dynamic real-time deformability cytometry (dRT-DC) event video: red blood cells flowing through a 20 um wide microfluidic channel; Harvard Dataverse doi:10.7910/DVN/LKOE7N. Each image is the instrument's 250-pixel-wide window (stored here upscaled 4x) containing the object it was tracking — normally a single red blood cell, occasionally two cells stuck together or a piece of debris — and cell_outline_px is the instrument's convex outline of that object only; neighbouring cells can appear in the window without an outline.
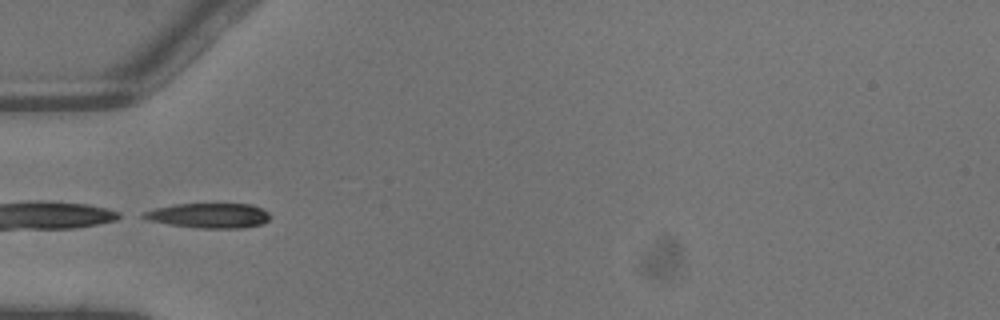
{"species": "common noctule bat (a hibernating species)", "species_latin": "Nyctalus noctula", "temperature_condition": "warm", "stored_images_in_passage": 3, "camera_frame_rate_fps": 3000, "um_per_image_px": 0.085, "animal": {"sex": "male", "body_mass_g": 13.3}, "frame": {"image": 1, "passage_image": 3, "time_ms": 0.667, "image_size_px": [1000, 320], "cell_outline_px": [[268, 220], [264, 224], [244, 228], [200, 228], [172, 224], [148, 220], [140, 216], [144, 212], [156, 208], [176, 204], [252, 204], [268, 212]], "centroid_in_image_um": [17.79, 18.32], "position_along_channel_um": 67.2, "area_um2": 18.15}}